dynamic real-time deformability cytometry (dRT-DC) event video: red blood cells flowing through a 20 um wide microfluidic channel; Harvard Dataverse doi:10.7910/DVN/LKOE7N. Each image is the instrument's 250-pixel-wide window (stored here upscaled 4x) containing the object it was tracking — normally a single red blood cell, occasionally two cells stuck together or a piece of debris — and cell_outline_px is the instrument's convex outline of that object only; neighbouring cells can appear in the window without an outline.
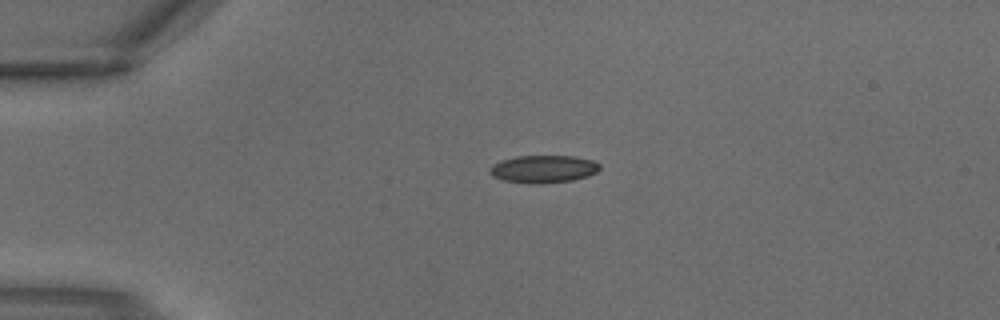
{"species": "common noctule bat (a hibernating species)", "species_latin": "Nyctalus noctula", "temperature_condition": "warm", "stored_images_in_passage": 2, "camera_frame_rate_fps": 3000, "um_per_image_px": 0.085, "animal": {"sex": "male", "body_mass_g": 18.8}, "frame": {"image": 1, "passage_image": 1, "time_ms": 0.0, "image_size_px": [1000, 320], "cell_outline_px": [[600, 168], [596, 172], [588, 176], [572, 180], [540, 184], [528, 184], [504, 180], [492, 176], [488, 172], [488, 168], [492, 164], [500, 160], [516, 156], [572, 156], [592, 160], [600, 164]], "centroid_in_image_um": [46.14, 14.37], "position_along_channel_um": 38.9, "area_um2": 17.86}}